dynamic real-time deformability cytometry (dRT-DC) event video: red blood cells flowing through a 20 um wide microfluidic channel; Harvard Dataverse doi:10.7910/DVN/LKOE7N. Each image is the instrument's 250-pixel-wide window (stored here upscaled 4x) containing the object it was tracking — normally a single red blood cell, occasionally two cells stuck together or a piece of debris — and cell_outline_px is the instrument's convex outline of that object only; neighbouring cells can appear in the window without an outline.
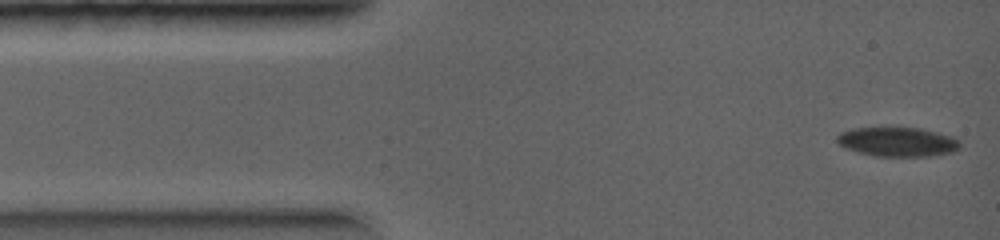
{"species": "common noctule bat (a hibernating species)", "species_latin": "Nyctalus noctula", "temperature_condition": "warm", "stored_images_in_passage": 37, "camera_frame_rate_fps": 5000, "um_per_image_px": 0.085, "animal": {"sex": "female", "body_mass_g": 19.0, "forearm_length_mm": 56.7}, "frame": {"image": 1, "passage_image": 1, "time_ms": 0.0, "image_size_px": [1000, 240], "cell_outline_px": [[960, 148], [952, 152], [928, 156], [876, 156], [844, 148], [836, 140], [836, 136], [840, 132], [852, 128], [920, 128], [952, 136], [960, 140]], "centroid_in_image_um": [76.29, 12.05], "position_along_channel_um": 8.7, "area_um2": 20.92}}
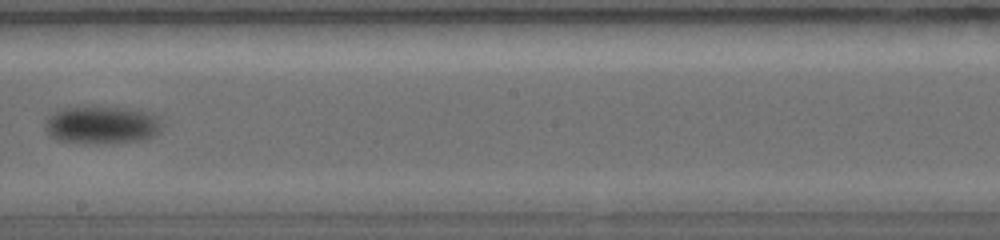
{"frame": {"image": 2, "passage_image": 16, "time_ms": 5.2, "image_size_px": [1000, 240], "cell_outline_px": [[160, 132], [156, 136], [140, 140], [108, 144], [96, 144], [56, 140], [48, 132], [44, 124], [48, 116], [64, 108], [128, 108], [152, 112], [156, 116], [160, 124]], "centroid_in_image_um": [8.69, 10.65], "position_along_channel_um": 239.5, "area_um2": 25.55}}
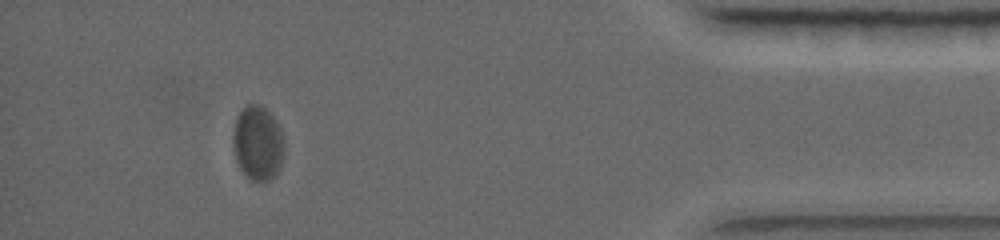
{"frame": {"image": 3, "passage_image": 28, "time_ms": 9.0, "image_size_px": [1000, 240], "cell_outline_px": [[284, 152], [280, 164], [276, 172], [268, 180], [252, 180], [240, 168], [236, 160], [232, 144], [232, 136], [236, 116], [248, 104], [260, 104], [276, 120], [280, 128], [284, 140]], "centroid_in_image_um": [21.89, 12.12], "position_along_channel_um": 413.3, "area_um2": 22.02}}